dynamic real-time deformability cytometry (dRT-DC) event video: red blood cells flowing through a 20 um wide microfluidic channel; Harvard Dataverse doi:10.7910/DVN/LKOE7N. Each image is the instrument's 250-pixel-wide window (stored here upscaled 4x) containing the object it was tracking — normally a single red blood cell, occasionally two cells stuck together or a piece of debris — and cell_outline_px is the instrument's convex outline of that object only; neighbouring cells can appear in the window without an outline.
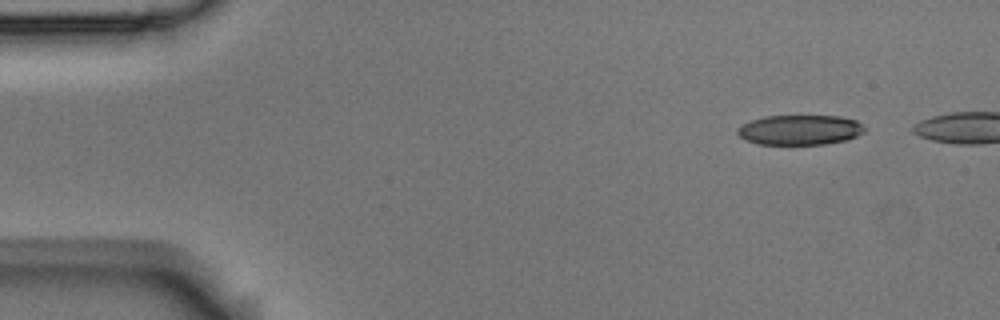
{"species": "Egyptian fruit bat (a non-hibernating species)", "species_latin": "Rousettus aegyptiacus", "temperature_condition": "room temperature", "stored_images_in_passage": 7, "camera_frame_rate_fps": 3000, "um_per_image_px": 0.085, "animal": {"sex": "male"}, "frame": {"image": 1, "passage_image": 1, "time_ms": 0.0, "image_size_px": [1000, 320], "cell_outline_px": [[864, 132], [848, 140], [824, 144], [756, 144], [744, 140], [736, 132], [736, 128], [752, 120], [764, 116], [840, 116], [856, 120], [864, 124]], "centroid_in_image_um": [67.99, 11.04], "position_along_channel_um": 17.0, "area_um2": 22.31}}